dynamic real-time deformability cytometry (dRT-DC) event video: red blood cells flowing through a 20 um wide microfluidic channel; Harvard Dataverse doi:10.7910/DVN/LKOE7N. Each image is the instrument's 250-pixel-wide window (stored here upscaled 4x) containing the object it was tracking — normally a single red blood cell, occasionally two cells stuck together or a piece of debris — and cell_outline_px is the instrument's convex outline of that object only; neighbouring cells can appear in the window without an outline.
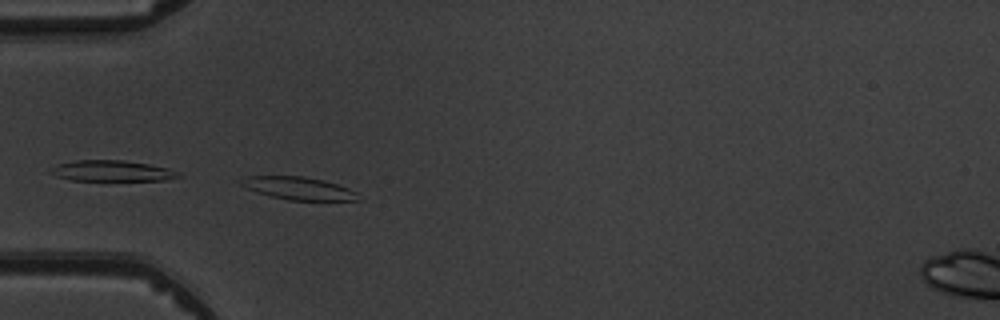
{"species": "common noctule bat (a hibernating species)", "species_latin": "Nyctalus noctula", "temperature_condition": "warm", "stored_images_in_passage": 8, "camera_frame_rate_fps": 3000, "um_per_image_px": 0.085, "animal": {"sex": "male", "body_mass_g": 19.5, "forearm_length_mm": 54.6}, "frame": {"image": 1, "passage_image": 3, "time_ms": 3.0, "image_size_px": [1000, 320], "cell_outline_px": [[356, 200], [288, 200], [268, 196], [256, 192], [240, 184], [236, 180], [244, 176], [304, 176], [324, 180], [348, 188], [356, 192]], "centroid_in_image_um": [25.26, 15.99], "position_along_channel_um": 59.7, "area_um2": 15.49}}
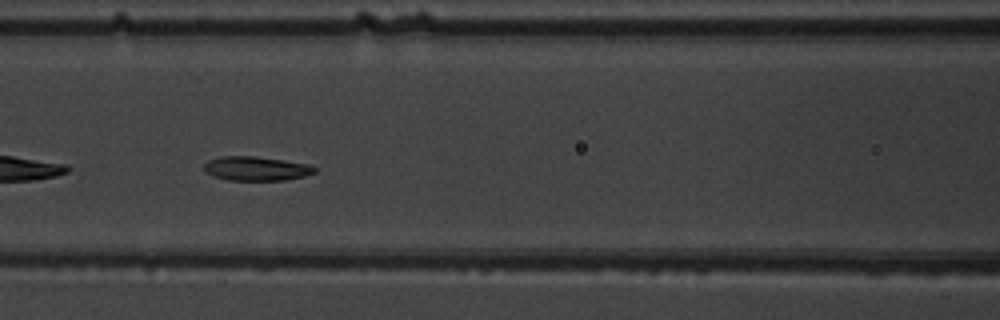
{"frame": {"image": 2, "passage_image": 5, "time_ms": 5.333, "image_size_px": [1000, 320], "cell_outline_px": [[316, 172], [304, 176], [284, 180], [228, 180], [212, 176], [204, 172], [204, 164], [208, 160], [220, 156], [256, 156], [308, 164], [316, 168]], "centroid_in_image_um": [21.73, 14.32], "position_along_channel_um": 144.9, "area_um2": 15.61}}
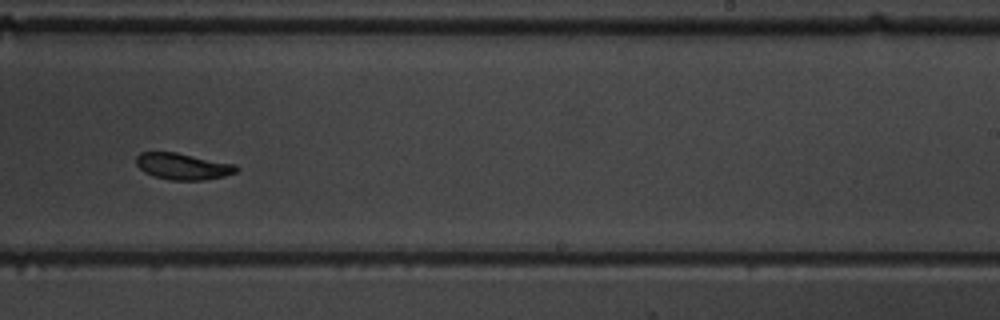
{"frame": {"image": 3, "passage_image": 8, "time_ms": 8.667, "image_size_px": [1000, 320], "cell_outline_px": [[240, 168], [236, 172], [224, 176], [204, 180], [168, 180], [152, 176], [144, 172], [136, 164], [136, 156], [140, 152], [176, 152], [236, 164]], "centroid_in_image_um": [15.54, 14.14], "position_along_channel_um": 273.5, "area_um2": 15.61}}